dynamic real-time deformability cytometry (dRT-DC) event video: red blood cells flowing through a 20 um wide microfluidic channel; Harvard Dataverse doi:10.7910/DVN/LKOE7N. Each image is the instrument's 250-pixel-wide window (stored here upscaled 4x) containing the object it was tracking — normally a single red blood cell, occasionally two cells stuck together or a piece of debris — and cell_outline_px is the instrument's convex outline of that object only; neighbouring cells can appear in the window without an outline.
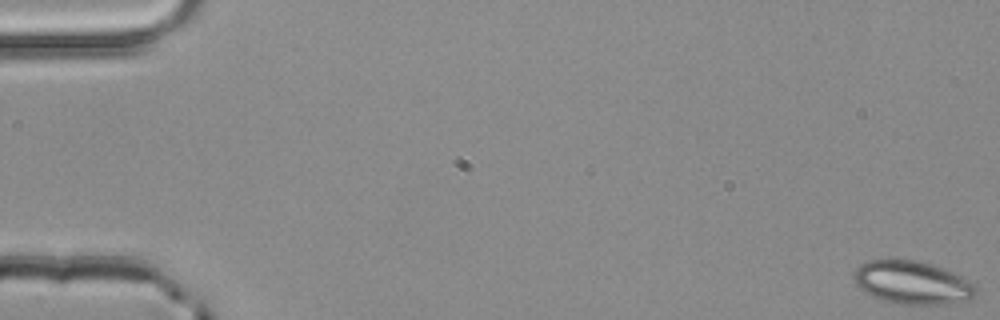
{"species": "common noctule bat (a hibernating species)", "species_latin": "Nyctalus noctula", "temperature_condition": "room temperature", "stored_images_in_passage": 53, "camera_frame_rate_fps": 3000, "um_per_image_px": 0.085, "animal": {"sex": "male", "body_mass_g": 20.4}, "frame": {"image": 1, "passage_image": 1, "time_ms": 0.0, "image_size_px": [1000, 320], "cell_outline_px": [[976, 296], [968, 300], [944, 304], [900, 304], [880, 300], [864, 292], [856, 284], [852, 272], [860, 264], [868, 260], [916, 260], [952, 272], [960, 276], [972, 284], [976, 288]], "centroid_in_image_um": [77.49, 24.03], "position_along_channel_um": 7.5, "area_um2": 30.4}}
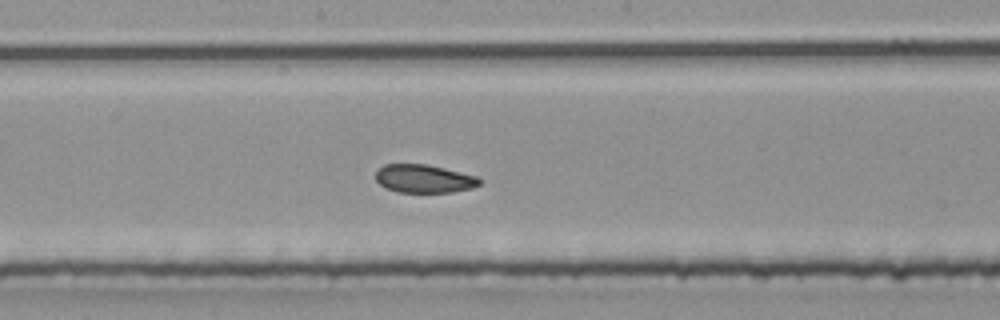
{"frame": {"image": 2, "passage_image": 29, "time_ms": 9.333, "image_size_px": [1000, 320], "cell_outline_px": [[484, 180], [480, 184], [472, 188], [452, 192], [396, 192], [380, 184], [376, 180], [376, 168], [384, 164], [428, 164], [476, 176]], "centroid_in_image_um": [36.04, 15.18], "position_along_channel_um": 212.2, "area_um2": 17.17}}
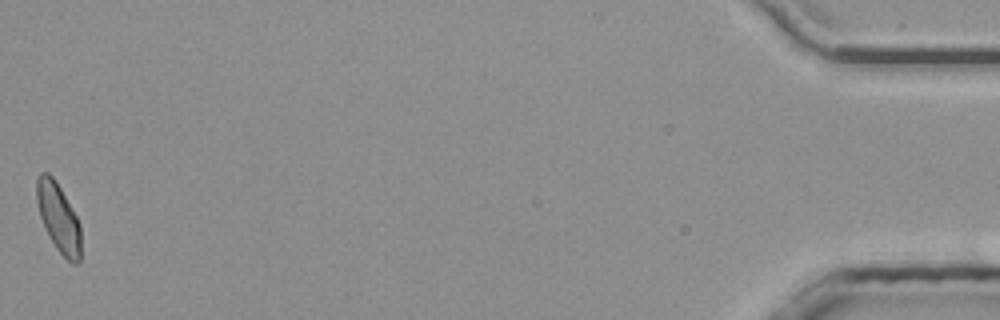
{"frame": {"image": 3, "passage_image": 53, "time_ms": 17.333, "image_size_px": [1000, 320], "cell_outline_px": [[80, 260], [76, 264], [72, 264], [56, 248], [40, 216], [36, 200], [36, 176], [40, 172], [48, 172], [52, 176], [60, 188], [76, 216], [80, 224]], "centroid_in_image_um": [4.96, 18.47], "position_along_channel_um": 430.2, "area_um2": 17.4}, "authors_computed_cell_mechanics": {"area_um2": 18.207, "velocity_mm_per_s": 4.011, "shape_relaxation_time_tau1_ms": 11.1334, "shape_relaxation_time_tau2_ms": 4.5812, "deformation_change_tau1": 0.1813, "deformation_change_tau2": 0.0837}}